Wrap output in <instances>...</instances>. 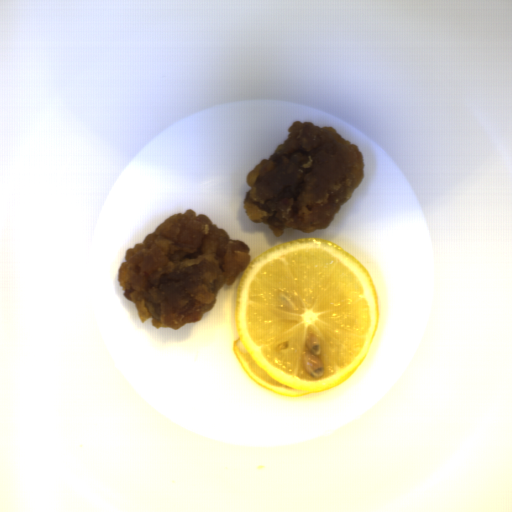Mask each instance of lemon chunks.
<instances>
[{
	"mask_svg": "<svg viewBox=\"0 0 512 512\" xmlns=\"http://www.w3.org/2000/svg\"><path fill=\"white\" fill-rule=\"evenodd\" d=\"M377 288L359 260L301 238L249 261L237 285L235 356L262 389L286 397L343 384L378 331Z\"/></svg>",
	"mask_w": 512,
	"mask_h": 512,
	"instance_id": "1",
	"label": "lemon chunks"
}]
</instances>
